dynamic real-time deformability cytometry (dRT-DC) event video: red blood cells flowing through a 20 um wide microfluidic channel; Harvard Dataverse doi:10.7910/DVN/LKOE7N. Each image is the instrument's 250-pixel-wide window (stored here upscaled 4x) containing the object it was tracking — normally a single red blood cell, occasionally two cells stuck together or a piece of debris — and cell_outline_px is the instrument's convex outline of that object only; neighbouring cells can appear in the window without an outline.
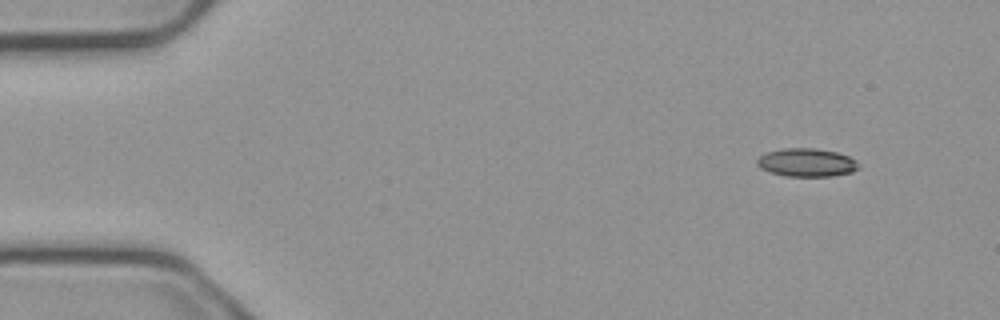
{"species": "common noctule bat (a hibernating species)", "species_latin": "Nyctalus noctula", "temperature_condition": "cold", "stored_images_in_passage": 4, "camera_frame_rate_fps": 3000, "um_per_image_px": 0.085, "animal": {"sex": "male", "body_mass_g": 23.1, "forearm_length_mm": 52.7}, "frame": {"image": 1, "passage_image": 1, "time_ms": 0.0, "image_size_px": [1000, 320], "cell_outline_px": [[860, 168], [852, 172], [832, 176], [784, 176], [768, 172], [760, 168], [756, 164], [756, 160], [764, 152], [784, 148], [816, 148], [836, 152], [848, 156], [856, 160]], "centroid_in_image_um": [68.53, 13.81], "position_along_channel_um": 16.5, "area_um2": 16.94}}
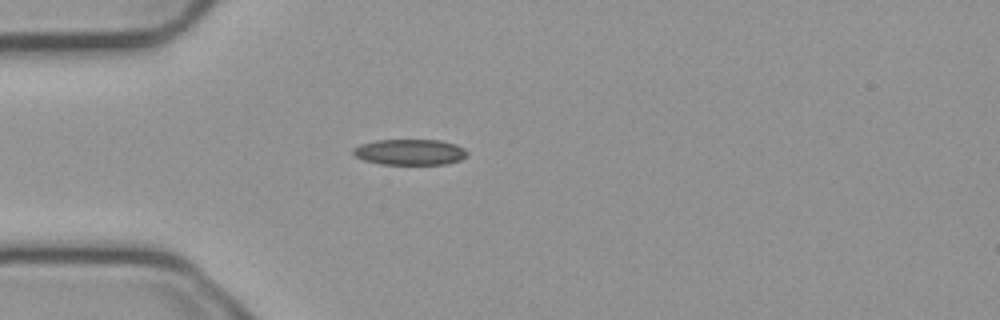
{"frame": {"image": 2, "passage_image": 4, "time_ms": 1.0, "image_size_px": [1000, 320], "cell_outline_px": [[468, 156], [460, 160], [448, 164], [380, 164], [364, 160], [356, 156], [352, 152], [352, 148], [360, 144], [376, 140], [440, 140], [456, 144], [464, 148], [468, 152]], "centroid_in_image_um": [34.86, 12.92], "position_along_channel_um": 50.1, "area_um2": 17.28}}